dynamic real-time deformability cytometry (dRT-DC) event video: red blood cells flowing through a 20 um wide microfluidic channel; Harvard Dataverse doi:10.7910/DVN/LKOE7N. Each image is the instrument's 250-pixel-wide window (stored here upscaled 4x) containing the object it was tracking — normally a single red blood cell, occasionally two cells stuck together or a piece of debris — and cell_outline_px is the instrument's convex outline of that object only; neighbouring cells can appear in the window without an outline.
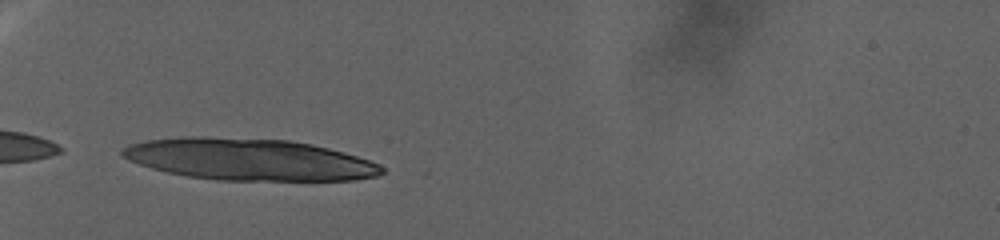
{"species": "human", "species_latin": "Homo sapiens", "temperature_condition": "warm", "stored_images_in_passage": 10, "camera_frame_rate_fps": 3000, "um_per_image_px": 0.085, "donor": {"sex": "female"}, "frame": {"image": 1, "passage_image": 1, "time_ms": 0.0, "image_size_px": [1000, 240], "cell_outline_px": [[384, 172], [376, 176], [356, 180], [216, 180], [188, 176], [168, 172], [152, 168], [140, 164], [120, 156], [120, 148], [128, 144], [144, 140], [180, 136], [208, 136], [288, 140], [312, 144], [344, 152], [380, 164], [384, 168]], "centroid_in_image_um": [21.12, 13.54], "position_along_channel_um": 63.9, "area_um2": 63.41}}